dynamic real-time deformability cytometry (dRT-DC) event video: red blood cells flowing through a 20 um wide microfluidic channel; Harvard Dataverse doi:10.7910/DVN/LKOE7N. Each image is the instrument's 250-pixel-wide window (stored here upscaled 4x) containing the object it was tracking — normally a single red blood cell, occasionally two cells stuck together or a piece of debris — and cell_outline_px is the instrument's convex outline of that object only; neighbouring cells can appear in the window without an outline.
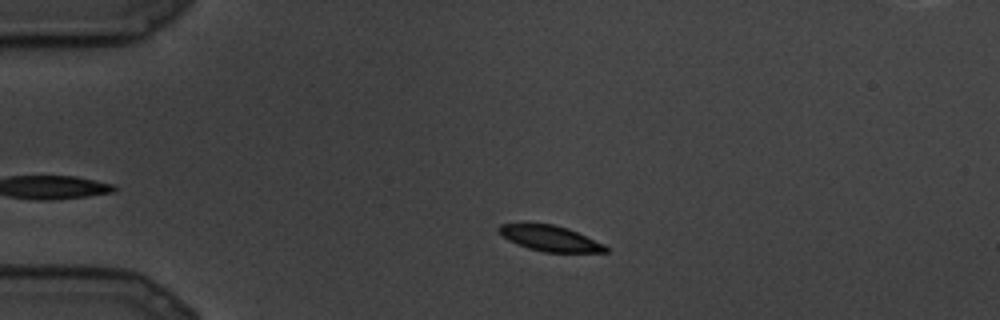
{"species": "common noctule bat (a hibernating species)", "species_latin": "Nyctalus noctula", "temperature_condition": "cold", "stored_images_in_passage": 63, "camera_frame_rate_fps": 3000, "um_per_image_px": 0.085, "animal": {"sex": "male", "body_mass_g": 19.5, "forearm_length_mm": 54.6}, "frame": {"image": 1, "passage_image": 1, "time_ms": 0.0, "image_size_px": [1000, 320], "cell_outline_px": [[608, 252], [544, 252], [528, 248], [508, 240], [496, 228], [500, 224], [552, 224], [568, 228], [604, 244], [608, 248]], "centroid_in_image_um": [46.77, 20.26], "position_along_channel_um": 38.2, "area_um2": 15.66}}
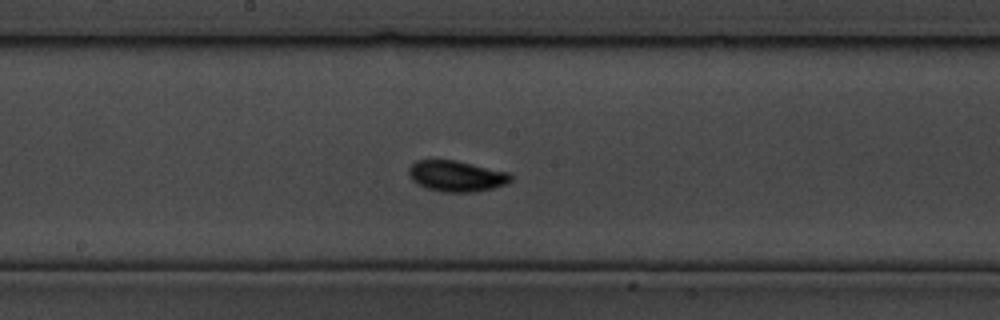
{"frame": {"image": 2, "passage_image": 30, "time_ms": 9.667, "image_size_px": [1000, 320], "cell_outline_px": [[512, 180], [508, 184], [492, 188], [472, 192], [444, 192], [428, 188], [416, 184], [408, 176], [408, 168], [416, 160], [456, 160], [508, 172], [512, 176]], "centroid_in_image_um": [38.79, 14.96], "position_along_channel_um": 209.4, "area_um2": 18.44}}
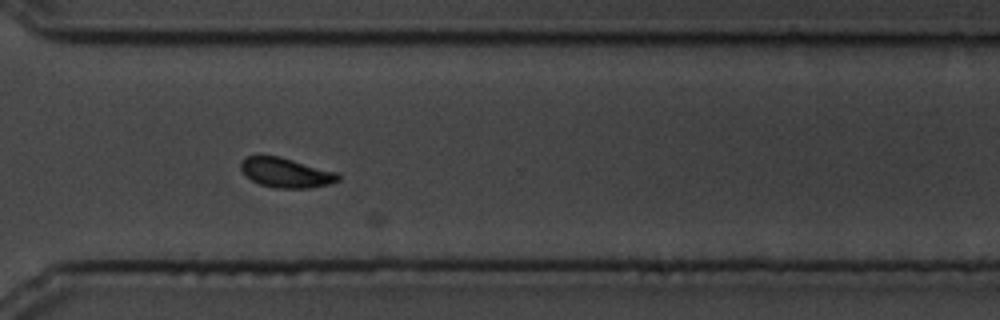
{"frame": {"image": 3, "passage_image": 49, "time_ms": 16.0, "image_size_px": [1000, 320], "cell_outline_px": [[340, 180], [328, 184], [308, 188], [276, 188], [260, 184], [252, 180], [240, 168], [240, 160], [244, 156], [260, 152], [280, 156], [336, 172], [340, 176]], "centroid_in_image_um": [24.23, 14.62], "position_along_channel_um": 346.4, "area_um2": 17.22}}